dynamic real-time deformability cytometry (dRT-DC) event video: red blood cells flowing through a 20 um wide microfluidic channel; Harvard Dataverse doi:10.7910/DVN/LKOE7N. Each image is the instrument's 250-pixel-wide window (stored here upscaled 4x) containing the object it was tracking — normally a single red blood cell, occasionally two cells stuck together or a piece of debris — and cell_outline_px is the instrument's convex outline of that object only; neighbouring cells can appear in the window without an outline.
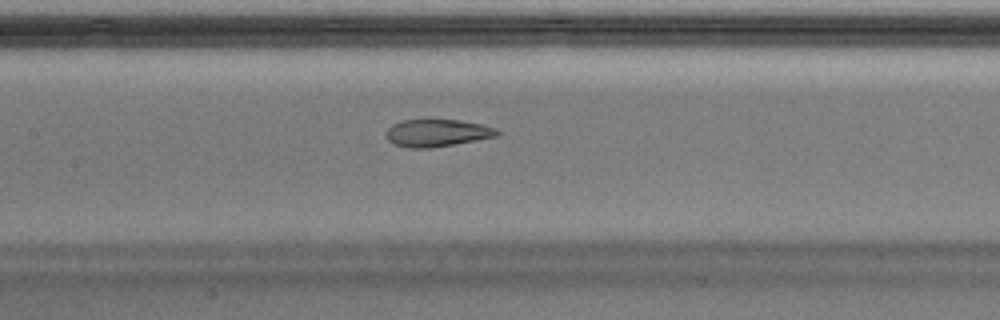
{"species": "Egyptian fruit bat (a non-hibernating species)", "species_latin": "Rousettus aegyptiacus", "temperature_condition": "warm", "stored_images_in_passage": 37, "camera_frame_rate_fps": 3000, "um_per_image_px": 0.085, "animal": {"sex": "male"}, "frame": {"image": 1, "passage_image": 11, "time_ms": 3.333, "image_size_px": [1000, 320], "cell_outline_px": [[500, 132], [496, 136], [432, 148], [408, 148], [392, 144], [384, 136], [384, 132], [392, 124], [404, 120], [460, 120], [484, 124], [496, 128]], "centroid_in_image_um": [37.1, 11.3], "position_along_channel_um": 170.3, "area_um2": 17.8}}
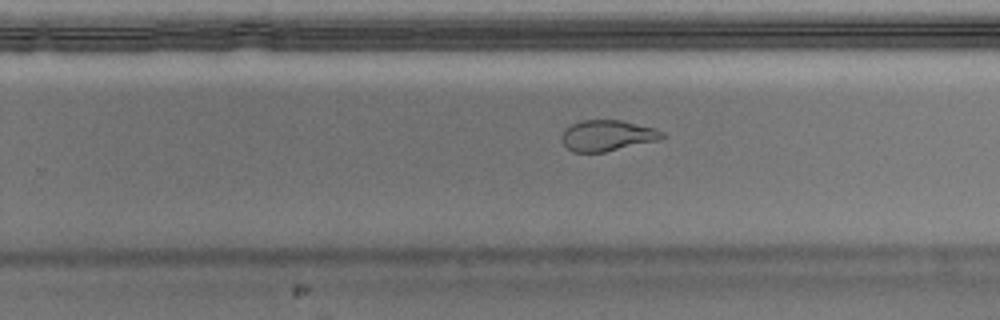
{"frame": {"image": 2, "passage_image": 19, "time_ms": 6.0, "image_size_px": [1000, 320], "cell_outline_px": [[668, 136], [660, 140], [604, 152], [572, 152], [560, 140], [560, 136], [564, 128], [580, 120], [620, 120], [652, 128], [664, 132]], "centroid_in_image_um": [51.6, 11.52], "position_along_channel_um": 278.2, "area_um2": 18.21}}
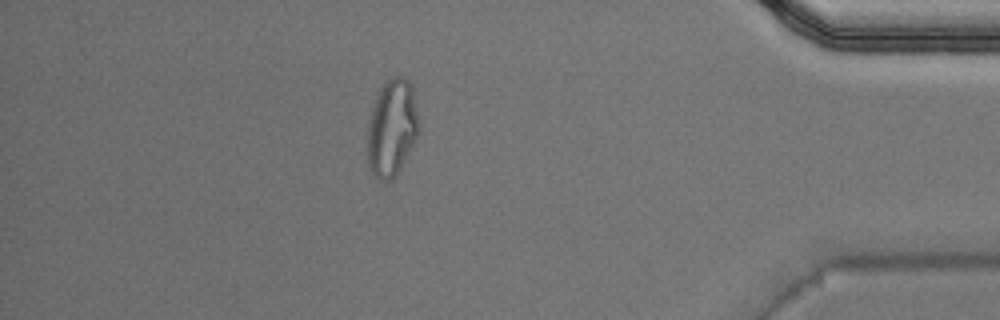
{"frame": {"image": 3, "passage_image": 31, "time_ms": 10.0, "image_size_px": [1000, 320], "cell_outline_px": [[420, 132], [396, 176], [388, 180], [380, 180], [368, 168], [368, 120], [372, 104], [380, 88], [392, 76], [404, 76], [412, 84], [420, 124]], "centroid_in_image_um": [33.33, 10.83], "position_along_channel_um": 401.9, "area_um2": 29.36}, "authors_computed_cell_mechanics": {"area_um2": 19.7676, "velocity_mm_per_s": 4.0711, "shape_relaxation_time_tau1_ms": null, "shape_relaxation_time_tau2_ms": 1.5078, "deformation_change_tau1": null, "deformation_change_tau2": 0.0842}}